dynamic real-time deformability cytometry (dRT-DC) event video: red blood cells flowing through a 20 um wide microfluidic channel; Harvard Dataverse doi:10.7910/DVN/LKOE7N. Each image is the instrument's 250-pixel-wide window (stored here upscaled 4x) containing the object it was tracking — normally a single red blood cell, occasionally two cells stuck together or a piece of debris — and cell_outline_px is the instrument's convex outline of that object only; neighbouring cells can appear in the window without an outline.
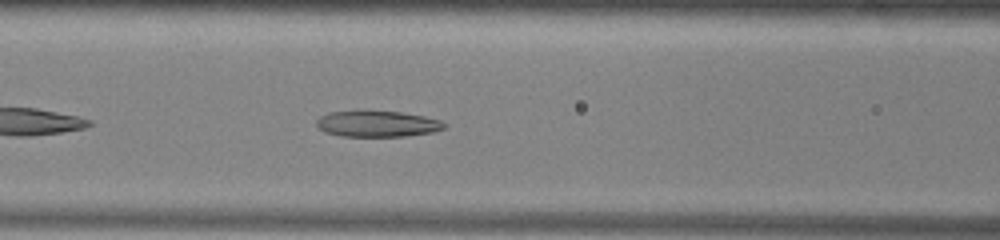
{"species": "common noctule bat (a hibernating species)", "species_latin": "Nyctalus noctula", "temperature_condition": "warm", "stored_images_in_passage": 32, "camera_frame_rate_fps": 3000, "um_per_image_px": 0.085, "animal": {"sex": "male", "body_mass_g": 13.0, "forearm_length_mm": 53.1}, "frame": {"image": 1, "passage_image": 8, "time_ms": 2.333, "image_size_px": [1000, 240], "cell_outline_px": [[444, 128], [432, 132], [408, 136], [340, 136], [324, 132], [316, 128], [316, 120], [320, 116], [328, 112], [400, 112], [424, 116], [440, 120], [444, 124]], "centroid_in_image_um": [32.02, 10.54], "position_along_channel_um": 134.6, "area_um2": 19.13}}
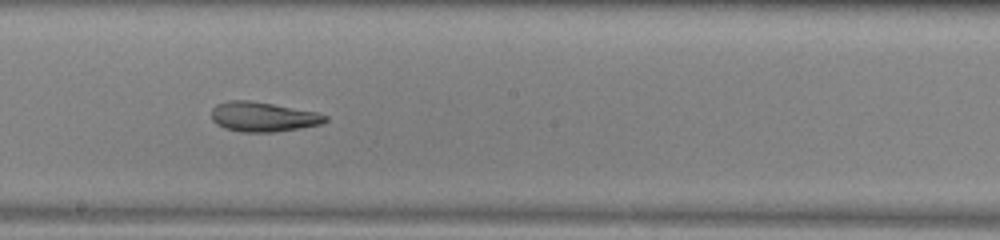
{"frame": {"image": 2, "passage_image": 15, "time_ms": 4.667, "image_size_px": [1000, 240], "cell_outline_px": [[328, 120], [320, 124], [300, 128], [276, 132], [240, 132], [224, 128], [216, 124], [212, 120], [212, 108], [216, 104], [228, 100], [252, 100], [316, 112], [328, 116]], "centroid_in_image_um": [22.33, 9.93], "position_along_channel_um": 225.9, "area_um2": 19.83}}
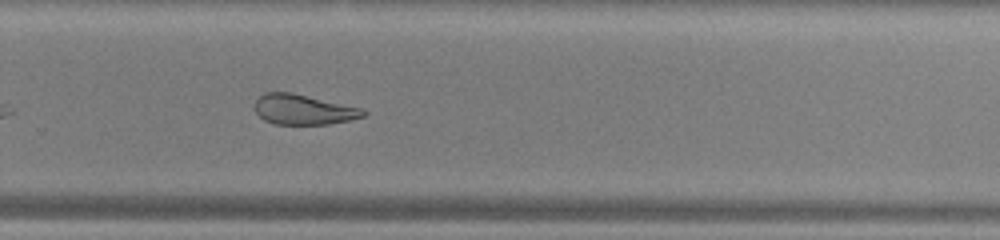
{"frame": {"image": 3, "passage_image": 21, "time_ms": 6.667, "image_size_px": [1000, 240], "cell_outline_px": [[368, 112], [364, 116], [348, 120], [328, 124], [276, 124], [264, 120], [256, 112], [256, 100], [264, 92], [292, 92], [364, 108]], "centroid_in_image_um": [25.83, 9.3], "position_along_channel_um": 304.0, "area_um2": 19.07}, "authors_computed_cell_mechanics": {"area_um2": 20.23, "velocity_mm_per_s": 3.9216, "shape_relaxation_time_tau1_ms": null, "shape_relaxation_time_tau2_ms": 3.0165, "deformation_change_tau1": null, "deformation_change_tau2": 0.1149}}